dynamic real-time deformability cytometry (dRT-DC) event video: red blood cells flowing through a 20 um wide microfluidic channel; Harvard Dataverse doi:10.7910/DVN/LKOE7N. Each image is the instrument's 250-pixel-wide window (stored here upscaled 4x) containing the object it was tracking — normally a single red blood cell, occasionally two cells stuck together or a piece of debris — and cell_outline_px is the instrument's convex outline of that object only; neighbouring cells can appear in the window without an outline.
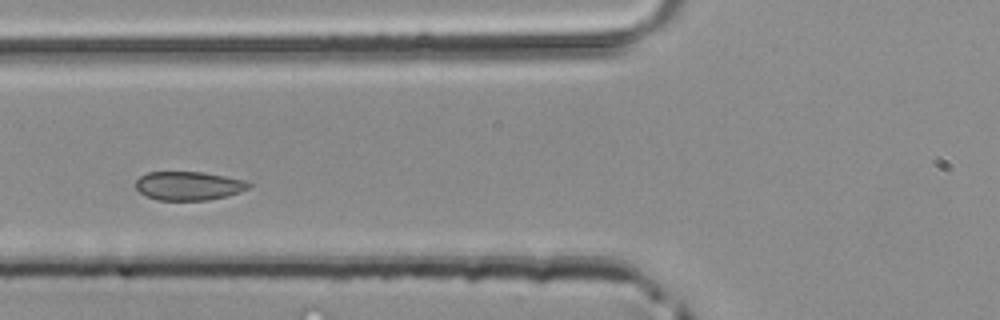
{"species": "common noctule bat (a hibernating species)", "species_latin": "Nyctalus noctula", "temperature_condition": "room temperature", "stored_images_in_passage": 3, "camera_frame_rate_fps": 3000, "um_per_image_px": 0.085, "animal": {"sex": "male", "body_mass_g": 20.4}, "frame": {"image": 1, "passage_image": 3, "time_ms": 0.667, "image_size_px": [1000, 320], "cell_outline_px": [[252, 184], [248, 188], [240, 192], [208, 200], [156, 200], [144, 196], [136, 188], [136, 180], [140, 176], [148, 172], [204, 172], [248, 180]], "centroid_in_image_um": [16.04, 15.79], "position_along_channel_um": 109.8, "area_um2": 19.07}}